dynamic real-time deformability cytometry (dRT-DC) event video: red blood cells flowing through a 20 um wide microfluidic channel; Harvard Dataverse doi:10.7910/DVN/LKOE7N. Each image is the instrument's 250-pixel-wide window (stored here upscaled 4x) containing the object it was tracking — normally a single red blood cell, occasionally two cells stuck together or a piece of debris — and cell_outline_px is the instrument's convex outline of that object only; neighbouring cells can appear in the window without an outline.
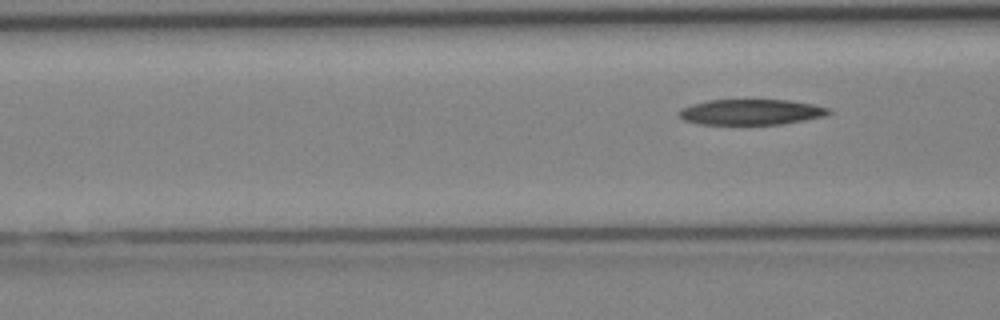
{"species": "Egyptian fruit bat (a non-hibernating species)", "species_latin": "Rousettus aegyptiacus", "temperature_condition": "cold", "stored_images_in_passage": 3, "segment_of_instrument_passage": [2, 2], "camera_frame_rate_fps": 3000, "um_per_image_px": 0.085, "animal": {"sex": "female"}, "frame": {"image": 1, "passage_image": 3, "time_ms": 2.333, "image_size_px": [1000, 320], "cell_outline_px": [[832, 112], [824, 116], [804, 120], [780, 124], [696, 124], [684, 120], [680, 116], [680, 112], [684, 108], [692, 104], [708, 100], [788, 100], [812, 104], [832, 108]], "centroid_in_image_um": [63.88, 9.52], "position_along_channel_um": 102.7, "area_um2": 22.14}}